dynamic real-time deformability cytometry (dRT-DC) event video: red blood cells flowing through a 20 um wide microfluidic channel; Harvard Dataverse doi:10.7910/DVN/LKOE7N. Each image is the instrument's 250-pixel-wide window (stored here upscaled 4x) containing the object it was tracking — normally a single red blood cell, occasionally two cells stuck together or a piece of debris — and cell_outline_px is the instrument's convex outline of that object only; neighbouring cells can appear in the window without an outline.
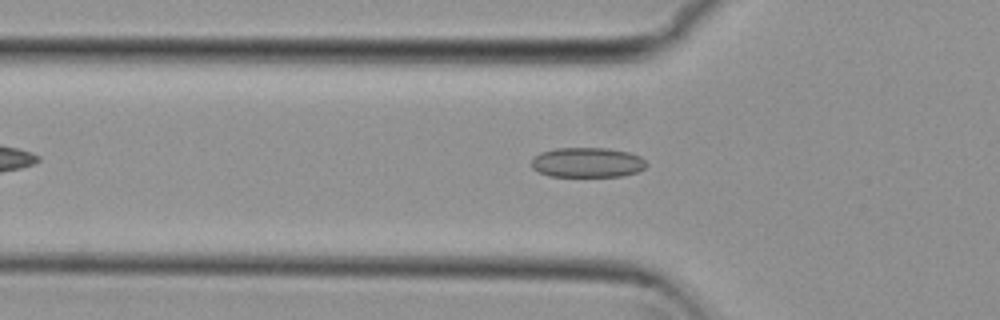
{"species": "common noctule bat (a hibernating species)", "species_latin": "Nyctalus noctula", "temperature_condition": "cold", "stored_images_in_passage": 47, "camera_frame_rate_fps": 3000, "um_per_image_px": 0.085, "animal": {"sex": "female", "body_mass_g": 29.2, "forearm_length_mm": 56.3}, "frame": {"image": 1, "passage_image": 11, "time_ms": 3.333, "image_size_px": [1000, 320], "cell_outline_px": [[648, 164], [644, 168], [636, 172], [624, 176], [548, 176], [532, 168], [532, 160], [540, 152], [556, 148], [608, 148], [628, 152], [640, 156]], "centroid_in_image_um": [49.93, 13.81], "position_along_channel_um": 75.9, "area_um2": 20.0}}
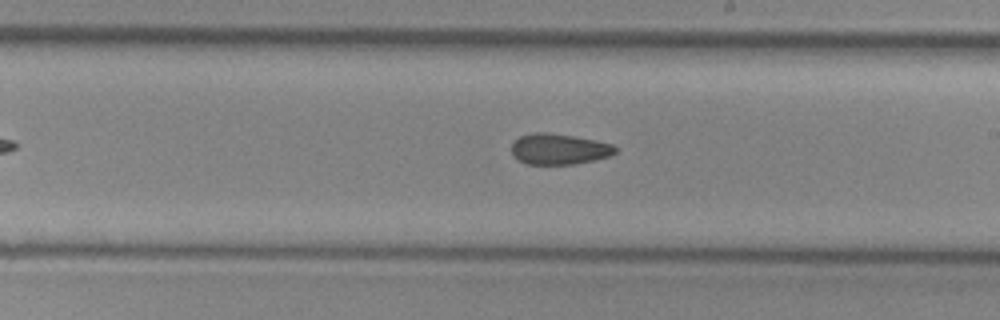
{"frame": {"image": 2, "passage_image": 24, "time_ms": 7.667, "image_size_px": [1000, 320], "cell_outline_px": [[616, 152], [608, 156], [596, 160], [576, 164], [524, 164], [512, 156], [512, 144], [520, 136], [532, 132], [548, 132], [596, 140], [612, 144], [616, 148]], "centroid_in_image_um": [47.49, 12.67], "position_along_channel_um": 241.5, "area_um2": 18.73}}
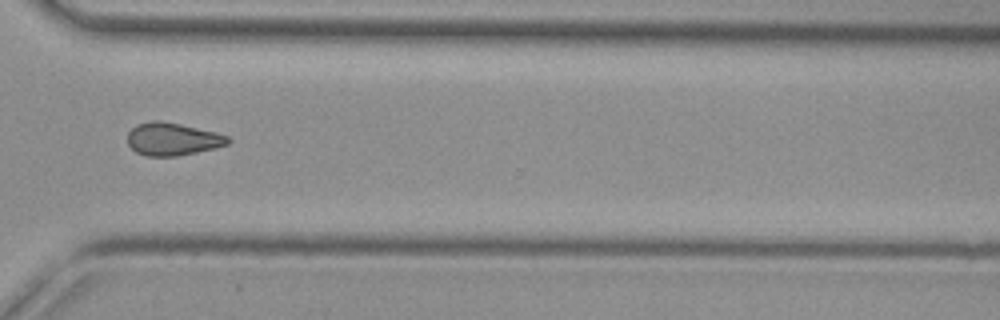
{"frame": {"image": 3, "passage_image": 33, "time_ms": 10.667, "image_size_px": [1000, 320], "cell_outline_px": [[232, 140], [228, 144], [216, 148], [176, 156], [144, 156], [136, 152], [128, 144], [128, 132], [136, 124], [152, 120], [160, 120], [180, 124], [216, 132], [228, 136]], "centroid_in_image_um": [14.67, 11.82], "position_along_channel_um": 355.9, "area_um2": 19.25}, "authors_computed_cell_mechanics": {"area_um2": 19.0162, "velocity_mm_per_s": 3.8158, "shape_relaxation_time_tau1_ms": null, "shape_relaxation_time_tau2_ms": 9.4936, "deformation_change_tau1": null, "deformation_change_tau2": 0.1545}}